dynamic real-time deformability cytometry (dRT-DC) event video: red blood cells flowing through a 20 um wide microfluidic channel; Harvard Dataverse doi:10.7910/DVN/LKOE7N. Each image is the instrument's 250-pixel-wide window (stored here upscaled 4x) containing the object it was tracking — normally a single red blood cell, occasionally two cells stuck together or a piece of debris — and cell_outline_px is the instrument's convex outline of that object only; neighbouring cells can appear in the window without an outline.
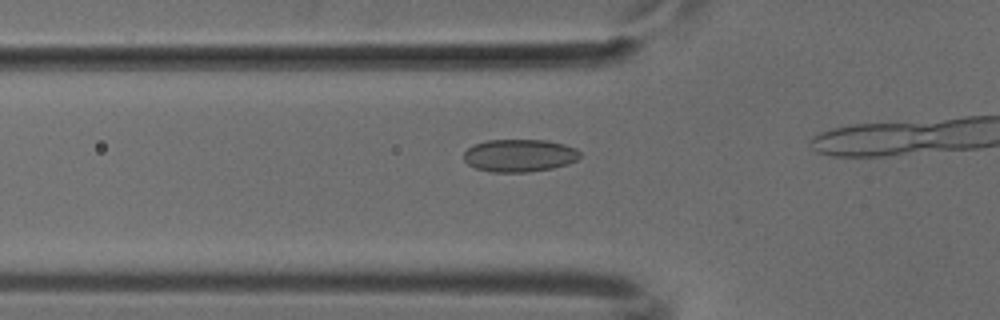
{"species": "common noctule bat (a hibernating species)", "species_latin": "Nyctalus noctula", "temperature_condition": "cold", "stored_images_in_passage": 16, "camera_frame_rate_fps": 3000, "um_per_image_px": 0.085, "animal": {"sex": "male", "body_mass_g": 18.8}, "frame": {"image": 1, "passage_image": 12, "time_ms": 3.667, "image_size_px": [1000, 320], "cell_outline_px": [[580, 156], [576, 160], [568, 164], [552, 168], [528, 172], [492, 172], [476, 168], [468, 164], [464, 160], [464, 152], [468, 148], [476, 144], [488, 140], [548, 140], [564, 144], [576, 148], [580, 152]], "centroid_in_image_um": [44.17, 13.22], "position_along_channel_um": 81.6, "area_um2": 22.08}}